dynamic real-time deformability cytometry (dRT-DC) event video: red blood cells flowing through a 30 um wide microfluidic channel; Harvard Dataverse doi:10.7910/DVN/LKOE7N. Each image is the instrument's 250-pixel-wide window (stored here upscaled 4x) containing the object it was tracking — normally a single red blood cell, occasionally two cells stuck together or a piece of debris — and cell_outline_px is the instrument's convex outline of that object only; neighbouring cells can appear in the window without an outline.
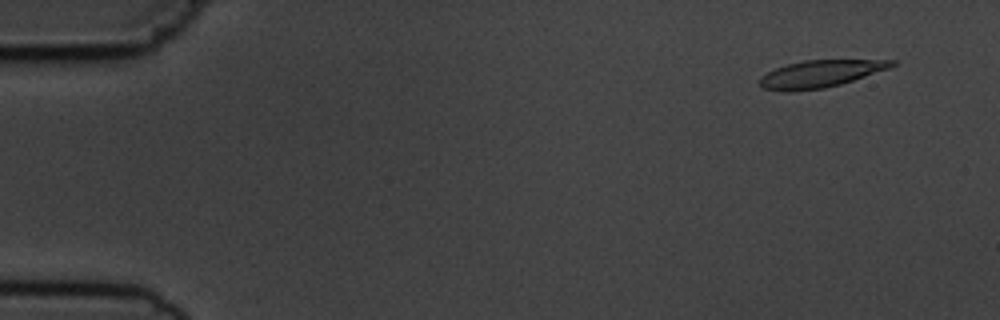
{"species": "common noctule bat (a hibernating species)", "species_latin": "Nyctalus noctula", "temperature_condition": "cold", "stored_images_in_passage": 5, "segment_of_instrument_passage": [2, 2], "camera_frame_rate_fps": 3000, "um_per_image_px": 0.085, "animal": {"sex": "male", "body_mass_g": 19.5, "forearm_length_mm": 54.6}, "frame": {"image": 1, "passage_image": 5, "time_ms": 4.667, "image_size_px": [1000, 320], "cell_outline_px": [[896, 64], [888, 68], [840, 84], [824, 88], [792, 92], [784, 92], [760, 88], [760, 76], [776, 68], [788, 64], [804, 60], [896, 60]], "centroid_in_image_um": [69.65, 6.29], "position_along_channel_um": 15.3, "area_um2": 20.75}}